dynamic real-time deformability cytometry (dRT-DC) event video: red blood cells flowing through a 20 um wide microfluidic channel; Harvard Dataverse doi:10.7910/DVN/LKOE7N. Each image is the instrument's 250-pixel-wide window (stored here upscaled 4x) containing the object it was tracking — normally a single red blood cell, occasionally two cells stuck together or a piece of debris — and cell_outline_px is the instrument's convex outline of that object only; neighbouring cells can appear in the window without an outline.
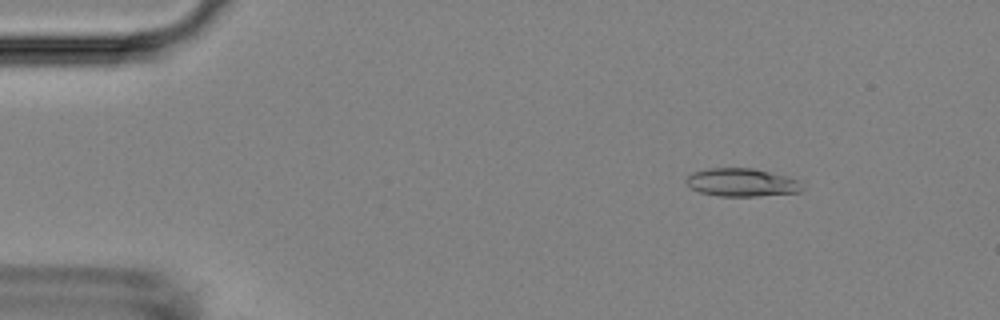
{"species": "Egyptian fruit bat (a non-hibernating species)", "species_latin": "Rousettus aegyptiacus", "temperature_condition": "room temperature", "stored_images_in_passage": 52, "camera_frame_rate_fps": 3000, "um_per_image_px": 0.085, "animal": {"sex": "female"}, "frame": {"image": 1, "passage_image": 5, "time_ms": 1.333, "image_size_px": [1000, 320], "cell_outline_px": [[804, 188], [800, 192], [756, 196], [716, 196], [700, 192], [692, 188], [684, 180], [692, 172], [708, 168], [752, 168], [784, 176], [796, 180]], "centroid_in_image_um": [63.0, 15.51], "position_along_channel_um": 22.0, "area_um2": 18.79}}
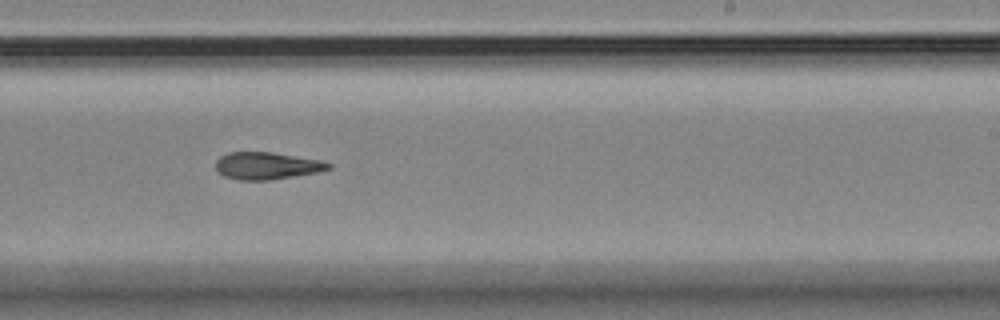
{"frame": {"image": 2, "passage_image": 31, "time_ms": 10.0, "image_size_px": [1000, 320], "cell_outline_px": [[332, 168], [316, 172], [268, 180], [236, 180], [224, 176], [216, 172], [216, 160], [220, 156], [228, 152], [272, 152], [320, 160], [332, 164]], "centroid_in_image_um": [22.63, 14.09], "position_along_channel_um": 266.4, "area_um2": 17.86}}
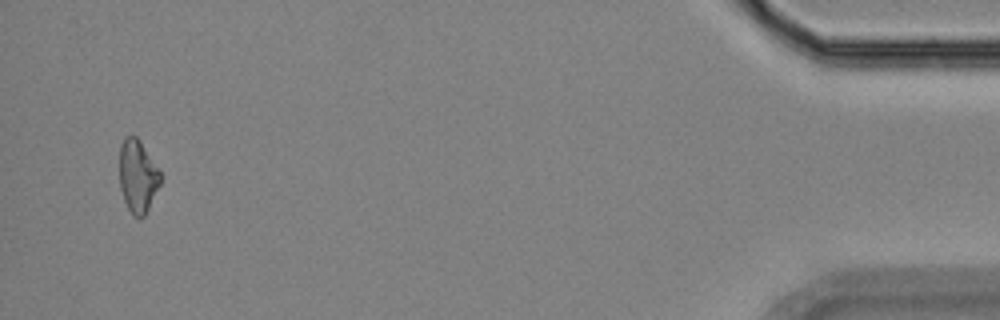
{"frame": {"image": 3, "passage_image": 50, "time_ms": 16.333, "image_size_px": [1000, 320], "cell_outline_px": [[164, 176], [144, 216], [140, 220], [132, 216], [124, 200], [120, 188], [120, 144], [124, 136], [136, 136], [140, 140]], "centroid_in_image_um": [11.72, 14.98], "position_along_channel_um": 423.5, "area_um2": 17.63}}